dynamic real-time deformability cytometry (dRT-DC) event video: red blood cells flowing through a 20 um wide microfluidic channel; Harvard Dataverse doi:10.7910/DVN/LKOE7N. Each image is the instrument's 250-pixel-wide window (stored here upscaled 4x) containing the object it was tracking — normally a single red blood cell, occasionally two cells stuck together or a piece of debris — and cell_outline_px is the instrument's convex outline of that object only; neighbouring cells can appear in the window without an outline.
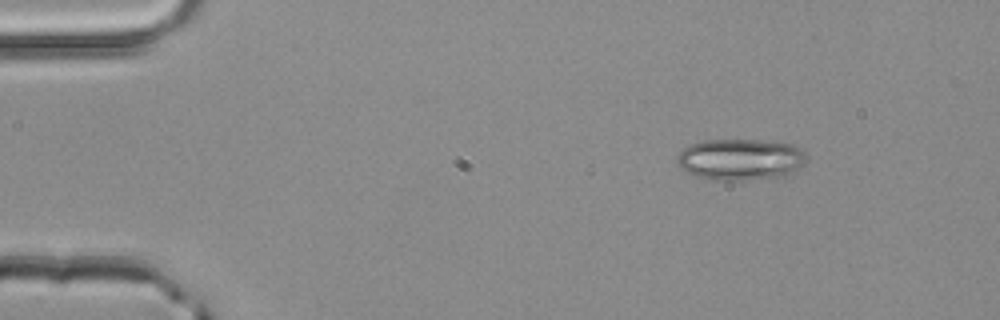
{"species": "common noctule bat (a hibernating species)", "species_latin": "Nyctalus noctula", "temperature_condition": "room temperature", "stored_images_in_passage": 3, "camera_frame_rate_fps": 3000, "um_per_image_px": 0.085, "animal": {"sex": "male", "body_mass_g": 20.4}, "frame": {"image": 1, "passage_image": 1, "time_ms": 0.0, "image_size_px": [1000, 320], "cell_outline_px": [[804, 156], [800, 164], [788, 176], [740, 180], [716, 180], [692, 176], [680, 168], [676, 160], [676, 156], [684, 148], [692, 144], [704, 140], [760, 140], [796, 144], [804, 152]], "centroid_in_image_um": [62.88, 13.55], "position_along_channel_um": 22.1, "area_um2": 31.15}}